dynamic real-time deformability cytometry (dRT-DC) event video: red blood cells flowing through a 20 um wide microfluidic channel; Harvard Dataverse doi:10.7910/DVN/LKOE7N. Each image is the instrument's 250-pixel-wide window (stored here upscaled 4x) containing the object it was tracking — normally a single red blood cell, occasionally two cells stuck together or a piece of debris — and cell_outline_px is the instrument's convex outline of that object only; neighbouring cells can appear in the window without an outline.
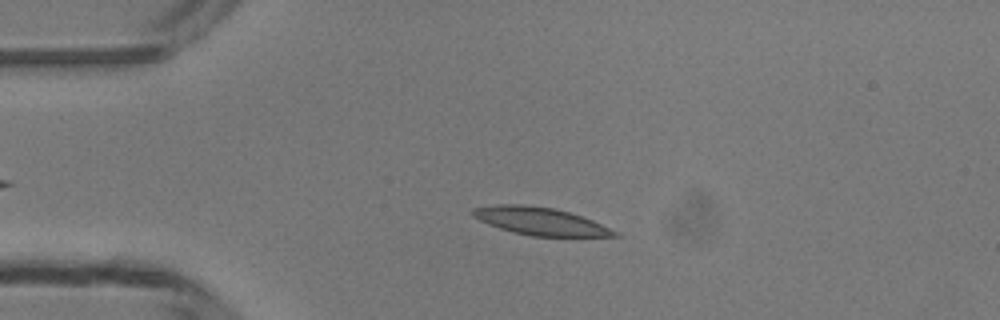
{"species": "common noctule bat (a hibernating species)", "species_latin": "Nyctalus noctula", "temperature_condition": "room temperature", "stored_images_in_passage": 44, "camera_frame_rate_fps": 3000, "um_per_image_px": 0.085, "animal": {"sex": "male", "body_mass_g": 13.3}, "frame": {"image": 1, "passage_image": 11, "time_ms": 3.333, "image_size_px": [1000, 320], "cell_outline_px": [[620, 236], [532, 236], [512, 232], [488, 224], [472, 216], [472, 208], [500, 204], [520, 204], [552, 208], [568, 212], [592, 220], [620, 232]], "centroid_in_image_um": [45.92, 18.81], "position_along_channel_um": 39.1, "area_um2": 22.6}}
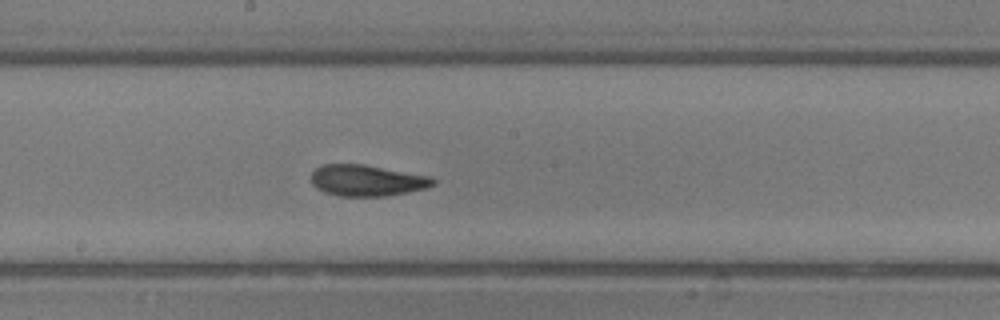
{"frame": {"image": 2, "passage_image": 26, "time_ms": 8.333, "image_size_px": [1000, 320], "cell_outline_px": [[436, 184], [428, 188], [388, 196], [336, 196], [324, 192], [316, 188], [312, 184], [312, 172], [320, 164], [364, 164], [432, 176], [436, 180]], "centroid_in_image_um": [31.22, 15.34], "position_along_channel_um": 217.0, "area_um2": 22.54}}
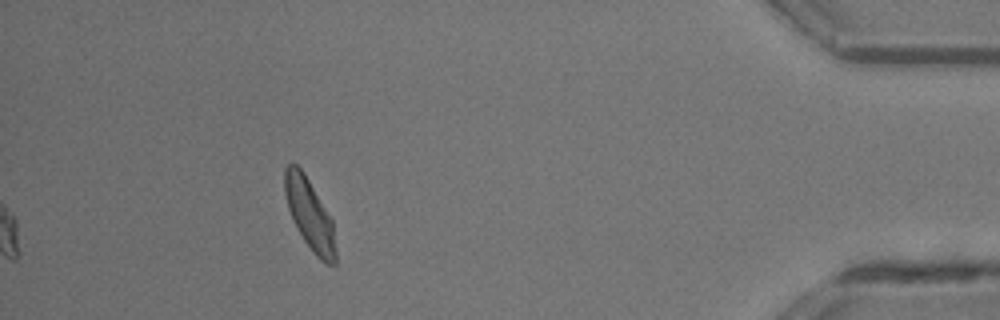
{"frame": {"image": 3, "passage_image": 44, "time_ms": 14.333, "image_size_px": [1000, 320], "cell_outline_px": [[336, 264], [328, 264], [320, 260], [312, 252], [304, 240], [292, 220], [288, 208], [284, 192], [284, 168], [288, 164], [296, 164], [304, 172], [332, 220], [336, 252]], "centroid_in_image_um": [26.3, 18.22], "position_along_channel_um": 408.9, "area_um2": 20.87}, "authors_computed_cell_mechanics": {"area_um2": 22.3108, "velocity_mm_per_s": 4.1759, "shape_relaxation_time_tau1_ms": 3.3538, "shape_relaxation_time_tau2_ms": 2.0506, "deformation_change_tau1": 0.1226, "deformation_change_tau2": 0.0933}}